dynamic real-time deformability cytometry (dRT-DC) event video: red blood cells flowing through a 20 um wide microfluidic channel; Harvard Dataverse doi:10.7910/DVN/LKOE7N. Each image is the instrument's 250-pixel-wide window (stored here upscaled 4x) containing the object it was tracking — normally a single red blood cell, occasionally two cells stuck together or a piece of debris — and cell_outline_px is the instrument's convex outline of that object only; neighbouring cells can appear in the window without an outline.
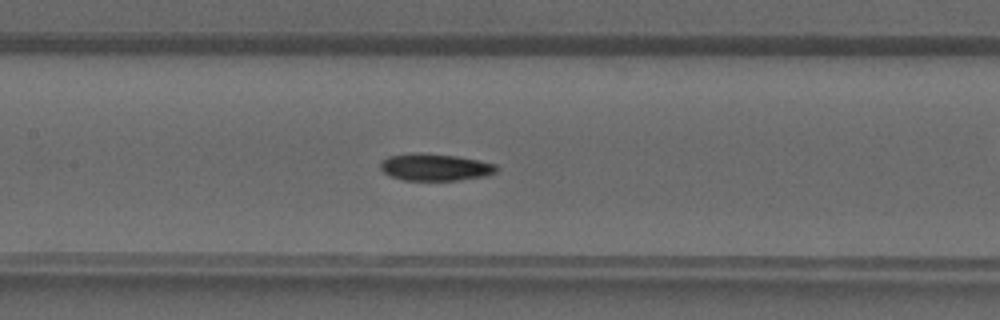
{"species": "common noctule bat (a hibernating species)", "species_latin": "Nyctalus noctula", "temperature_condition": "warm", "stored_images_in_passage": 25, "camera_frame_rate_fps": 3000, "um_per_image_px": 0.085, "animal": {"sex": "male", "forearm_length_mm": 52.5}, "frame": {"image": 1, "passage_image": 7, "time_ms": 2.0, "image_size_px": [1000, 320], "cell_outline_px": [[500, 168], [496, 172], [488, 176], [456, 180], [404, 180], [392, 176], [384, 172], [380, 168], [380, 164], [388, 156], [416, 152], [424, 152], [460, 156], [480, 160], [496, 164]], "centroid_in_image_um": [37.05, 14.19], "position_along_channel_um": 170.4, "area_um2": 18.55}}
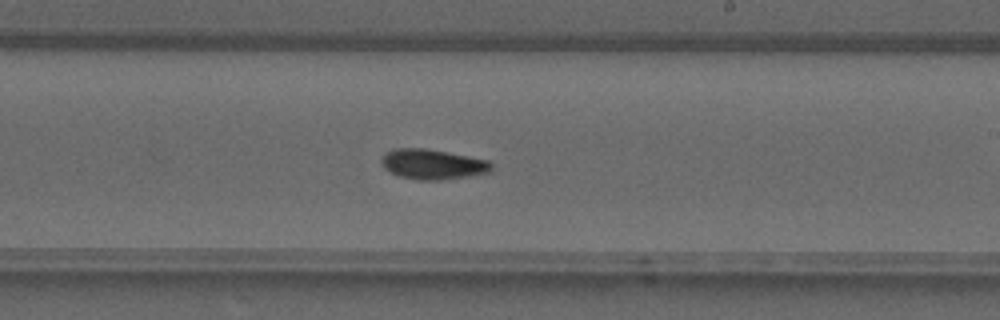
{"frame": {"image": 2, "passage_image": 12, "time_ms": 3.667, "image_size_px": [1000, 320], "cell_outline_px": [[492, 172], [440, 180], [416, 180], [396, 176], [384, 168], [380, 164], [380, 160], [392, 148], [424, 148], [488, 160], [492, 164]], "centroid_in_image_um": [36.73, 13.97], "position_along_channel_um": 252.3, "area_um2": 19.31}}
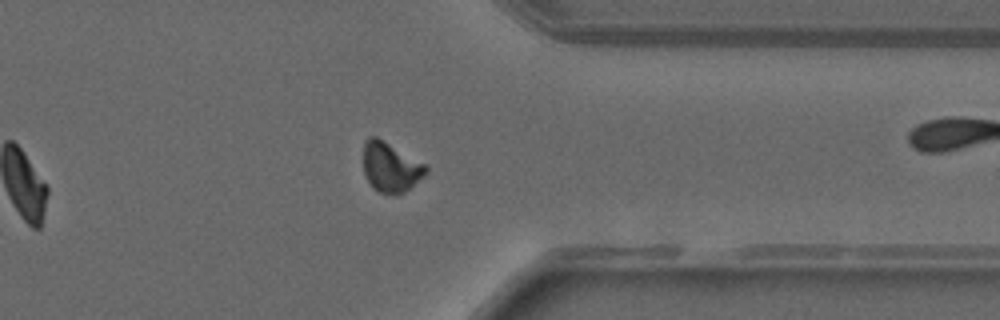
{"frame": {"image": 3, "passage_image": 20, "time_ms": 6.333, "image_size_px": [1000, 320], "cell_outline_px": [[428, 172], [424, 176], [404, 192], [380, 192], [372, 188], [364, 172], [364, 140], [368, 136], [376, 136], [424, 164], [428, 168]], "centroid_in_image_um": [33.18, 14.18], "position_along_channel_um": 378.2, "area_um2": 17.63}}